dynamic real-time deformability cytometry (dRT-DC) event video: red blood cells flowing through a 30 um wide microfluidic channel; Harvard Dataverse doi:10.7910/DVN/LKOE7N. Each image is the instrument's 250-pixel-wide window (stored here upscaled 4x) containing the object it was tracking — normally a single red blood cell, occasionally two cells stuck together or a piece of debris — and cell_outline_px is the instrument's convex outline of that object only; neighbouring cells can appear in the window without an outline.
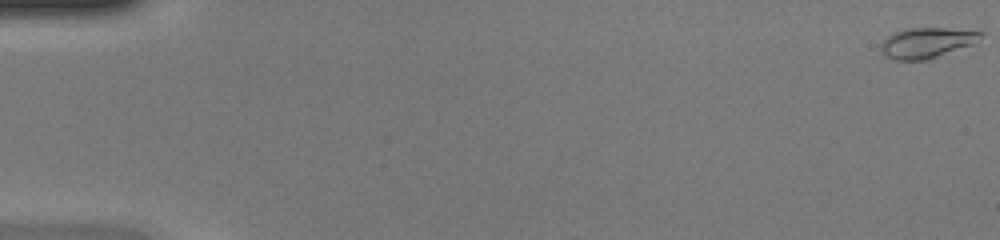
{"species": "common noctule bat (a hibernating species)", "species_latin": "Nyctalus noctula", "temperature_condition": "warm", "stored_images_in_passage": 50, "camera_frame_rate_fps": 3000, "um_per_image_px": 0.085, "animal": {"sex": "female", "body_mass_g": 20.0, "forearm_length_mm": 54.0}, "frame": {"image": 1, "passage_image": 1, "time_ms": 0.0, "image_size_px": [1000, 240], "cell_outline_px": [[984, 36], [972, 44], [928, 60], [896, 60], [884, 56], [880, 52], [880, 44], [888, 36], [904, 28], [948, 28], [984, 32]], "centroid_in_image_um": [78.75, 3.64], "position_along_channel_um": 6.2, "area_um2": 17.74}}
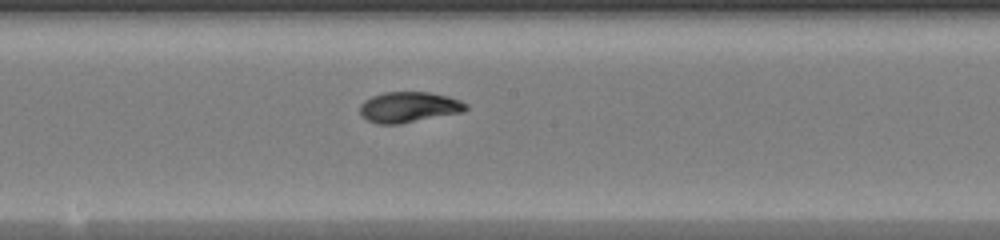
{"frame": {"image": 2, "passage_image": 28, "time_ms": 9.0, "image_size_px": [1000, 240], "cell_outline_px": [[468, 108], [464, 112], [400, 124], [376, 124], [360, 116], [360, 104], [364, 100], [372, 96], [384, 92], [428, 92], [448, 96], [460, 100], [468, 104]], "centroid_in_image_um": [34.75, 9.11], "position_along_channel_um": 213.4, "area_um2": 19.13}}
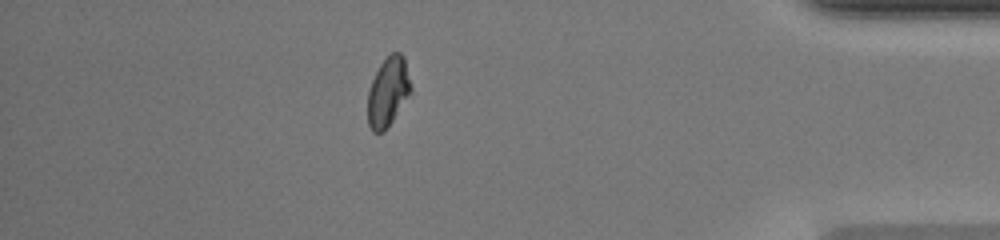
{"frame": {"image": 3, "passage_image": 44, "time_ms": 14.333, "image_size_px": [1000, 240], "cell_outline_px": [[412, 92], [384, 132], [372, 132], [368, 124], [368, 92], [372, 80], [380, 64], [392, 52], [400, 52], [404, 56], [412, 88]], "centroid_in_image_um": [32.99, 7.81], "position_along_channel_um": 402.2, "area_um2": 17.4}, "authors_computed_cell_mechanics": {"area_um2": 18.2359, "velocity_mm_per_s": 4.2542, "shape_relaxation_time_tau1_ms": 7.0724, "shape_relaxation_time_tau2_ms": 1.1755, "deformation_change_tau1": 0.2574, "deformation_change_tau2": 0.0483}}